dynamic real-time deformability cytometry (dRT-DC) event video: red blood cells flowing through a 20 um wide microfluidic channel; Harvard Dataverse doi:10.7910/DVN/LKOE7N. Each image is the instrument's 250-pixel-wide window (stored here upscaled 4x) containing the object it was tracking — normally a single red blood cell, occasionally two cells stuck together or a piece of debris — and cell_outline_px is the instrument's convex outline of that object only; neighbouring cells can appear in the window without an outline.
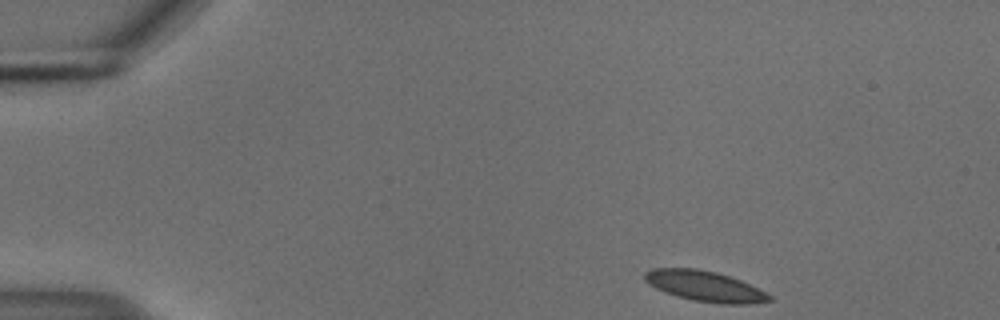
{"species": "common noctule bat (a hibernating species)", "species_latin": "Nyctalus noctula", "temperature_condition": "cold", "stored_images_in_passage": 48, "camera_frame_rate_fps": 3000, "um_per_image_px": 0.085, "animal": {"sex": "male", "body_mass_g": 18.8}, "frame": {"image": 1, "passage_image": 1, "time_ms": 0.0, "image_size_px": [1000, 320], "cell_outline_px": [[772, 300], [752, 304], [720, 304], [692, 300], [676, 296], [664, 292], [648, 284], [644, 280], [644, 272], [652, 268], [696, 268], [716, 272], [740, 280], [772, 296]], "centroid_in_image_um": [59.86, 24.33], "position_along_channel_um": 25.1, "area_um2": 22.14}}
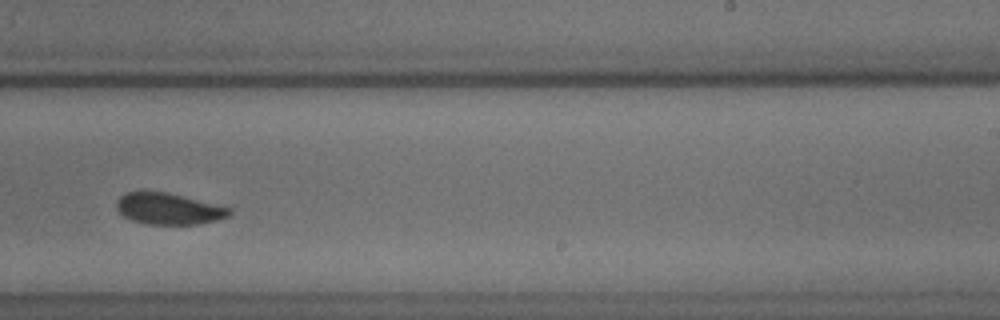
{"frame": {"image": 2, "passage_image": 28, "time_ms": 9.0, "image_size_px": [1000, 320], "cell_outline_px": [[232, 212], [228, 216], [216, 220], [196, 224], [144, 224], [132, 220], [124, 216], [116, 208], [116, 200], [124, 192], [144, 188], [168, 192], [232, 208]], "centroid_in_image_um": [14.26, 17.69], "position_along_channel_um": 274.7, "area_um2": 21.21}}
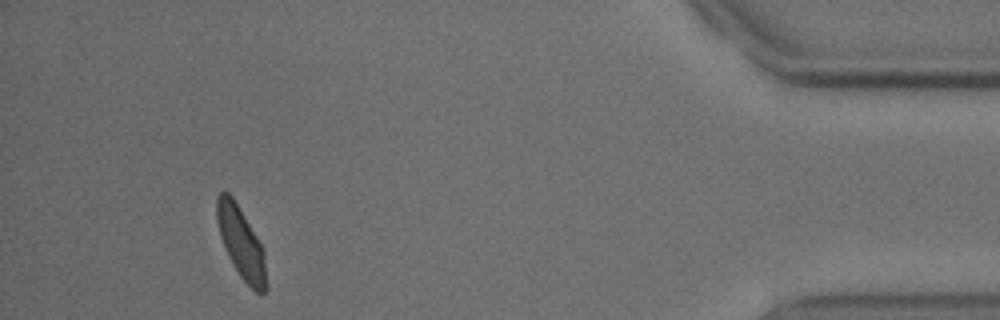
{"frame": {"image": 3, "passage_image": 44, "time_ms": 14.333, "image_size_px": [1000, 320], "cell_outline_px": [[268, 288], [264, 292], [256, 292], [240, 276], [232, 264], [228, 256], [220, 236], [216, 220], [216, 196], [220, 192], [228, 192], [232, 196], [256, 236], [264, 252], [268, 284]], "centroid_in_image_um": [20.49, 20.65], "position_along_channel_um": 414.7, "area_um2": 20.4}, "authors_computed_cell_mechanics": {"area_um2": 21.386, "velocity_mm_per_s": 3.6904, "shape_relaxation_time_tau1_ms": 3.239, "shape_relaxation_time_tau2_ms": 2.6748, "deformation_change_tau1": 0.0862, "deformation_change_tau2": 0.0507}}